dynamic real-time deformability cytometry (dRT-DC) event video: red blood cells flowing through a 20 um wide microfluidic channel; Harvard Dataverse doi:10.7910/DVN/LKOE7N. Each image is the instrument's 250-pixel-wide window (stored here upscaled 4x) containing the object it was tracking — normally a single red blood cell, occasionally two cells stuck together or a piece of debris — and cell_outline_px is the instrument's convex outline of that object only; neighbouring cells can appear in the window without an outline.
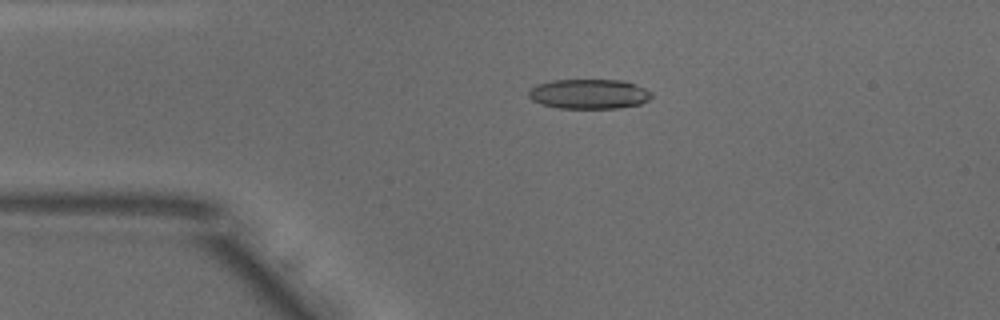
{"species": "common noctule bat (a hibernating species)", "species_latin": "Nyctalus noctula", "temperature_condition": "warm", "stored_images_in_passage": 51, "camera_frame_rate_fps": 3000, "um_per_image_px": 0.085, "animal": {"sex": "male", "body_mass_g": 18.8}, "frame": {"image": 1, "passage_image": 10, "time_ms": 3.0, "image_size_px": [1000, 320], "cell_outline_px": [[652, 96], [648, 100], [640, 104], [616, 108], [560, 108], [544, 104], [532, 100], [528, 96], [528, 92], [536, 84], [552, 80], [624, 80], [636, 84], [652, 92]], "centroid_in_image_um": [50.08, 7.98], "position_along_channel_um": 34.9, "area_um2": 21.27}}
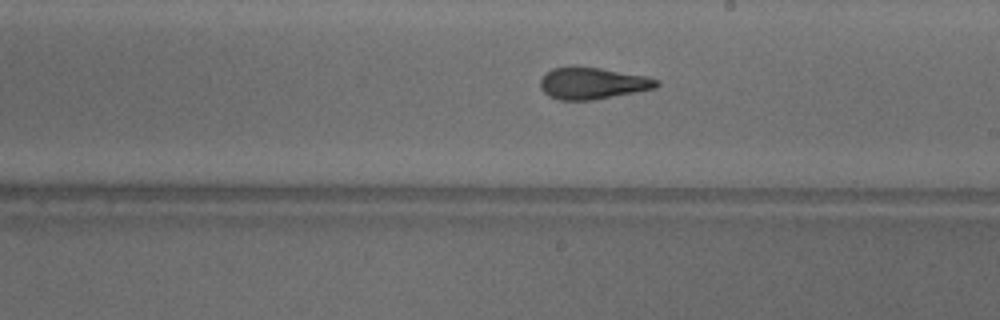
{"frame": {"image": 2, "passage_image": 28, "time_ms": 9.0, "image_size_px": [1000, 320], "cell_outline_px": [[660, 84], [656, 88], [592, 100], [560, 100], [548, 96], [540, 88], [540, 80], [552, 68], [572, 64], [600, 68], [648, 76], [660, 80]], "centroid_in_image_um": [50.36, 7.05], "position_along_channel_um": 238.6, "area_um2": 21.85}}
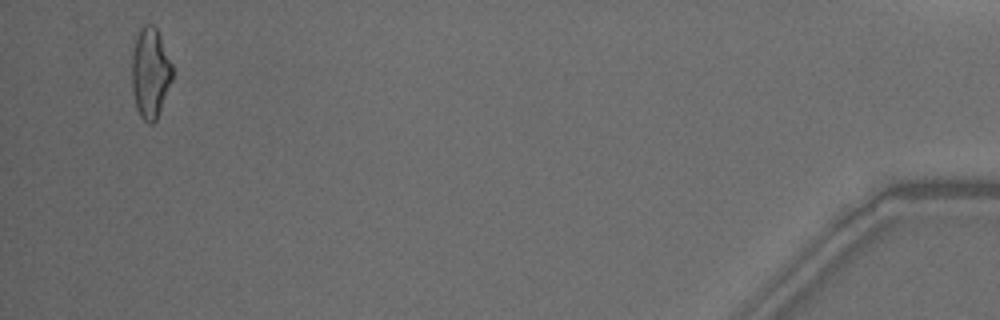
{"frame": {"image": 3, "passage_image": 49, "time_ms": 16.0, "image_size_px": [1000, 320], "cell_outline_px": [[172, 80], [156, 120], [152, 124], [148, 124], [140, 116], [136, 108], [132, 88], [132, 56], [136, 36], [140, 28], [144, 24], [152, 24], [156, 28], [160, 36], [172, 64]], "centroid_in_image_um": [12.76, 6.2], "position_along_channel_um": 422.4, "area_um2": 21.27}, "authors_computed_cell_mechanics": {"area_um2": 21.5016, "velocity_mm_per_s": 3.8789, "shape_relaxation_time_tau1_ms": null, "shape_relaxation_time_tau2_ms": 2.1803, "deformation_change_tau1": null, "deformation_change_tau2": 0.1116}}